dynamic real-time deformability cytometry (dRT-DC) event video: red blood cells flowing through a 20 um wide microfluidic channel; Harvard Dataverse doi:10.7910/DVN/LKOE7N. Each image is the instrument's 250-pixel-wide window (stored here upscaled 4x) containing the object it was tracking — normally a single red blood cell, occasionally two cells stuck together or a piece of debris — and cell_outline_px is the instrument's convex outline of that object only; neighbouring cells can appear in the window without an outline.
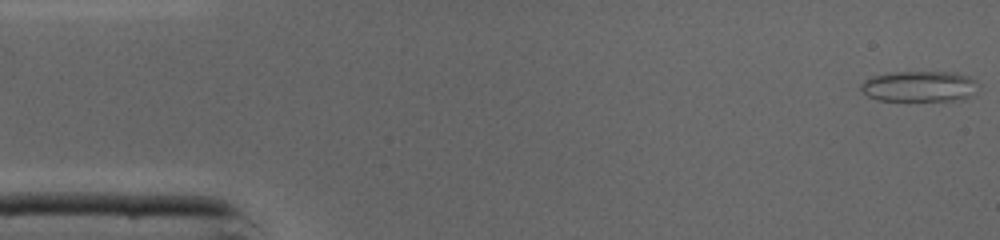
{"species": "common noctule bat (a hibernating species)", "species_latin": "Nyctalus noctula", "temperature_condition": "cold", "stored_images_in_passage": 45, "camera_frame_rate_fps": 3000, "um_per_image_px": 0.085, "animal": {"sex": "male", "body_mass_g": 19.0, "forearm_length_mm": 50.8}, "frame": {"image": 1, "passage_image": 1, "time_ms": 0.0, "image_size_px": [1000, 240], "cell_outline_px": [[980, 84], [976, 92], [964, 100], [880, 100], [868, 96], [860, 88], [860, 84], [864, 80], [872, 76], [884, 72], [952, 72], [968, 76], [976, 80]], "centroid_in_image_um": [78.18, 7.33], "position_along_channel_um": 6.8, "area_um2": 21.27}}
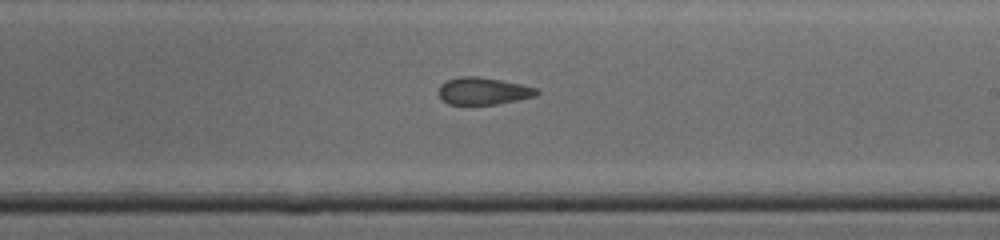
{"frame": {"image": 2, "passage_image": 26, "time_ms": 8.333, "image_size_px": [1000, 240], "cell_outline_px": [[540, 92], [536, 96], [496, 104], [448, 104], [436, 92], [440, 84], [444, 80], [460, 76], [480, 76], [520, 84], [536, 88]], "centroid_in_image_um": [41.02, 7.72], "position_along_channel_um": 248.0, "area_um2": 15.61}}
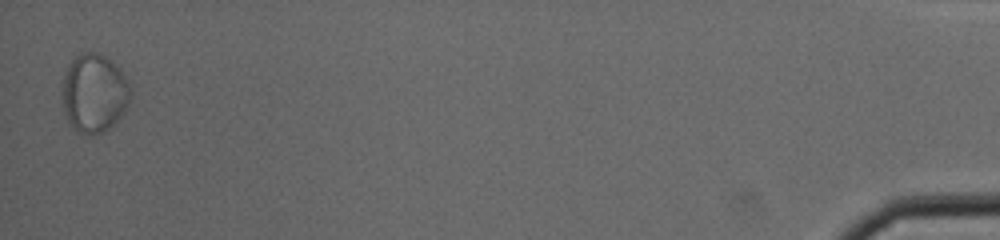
{"frame": {"image": 3, "passage_image": 45, "time_ms": 14.667, "image_size_px": [1000, 240], "cell_outline_px": [[128, 100], [124, 112], [104, 132], [92, 136], [80, 132], [68, 120], [64, 112], [60, 84], [68, 64], [76, 56], [84, 52], [100, 52], [116, 64], [124, 76], [128, 84]], "centroid_in_image_um": [7.95, 7.89], "position_along_channel_um": 427.3, "area_um2": 31.1}, "authors_computed_cell_mechanics": {"area_um2": 17.2244, "velocity_mm_per_s": 4.3591, "shape_relaxation_time_tau1_ms": null, "shape_relaxation_time_tau2_ms": 1.3524, "deformation_change_tau1": null, "deformation_change_tau2": 0.057}}